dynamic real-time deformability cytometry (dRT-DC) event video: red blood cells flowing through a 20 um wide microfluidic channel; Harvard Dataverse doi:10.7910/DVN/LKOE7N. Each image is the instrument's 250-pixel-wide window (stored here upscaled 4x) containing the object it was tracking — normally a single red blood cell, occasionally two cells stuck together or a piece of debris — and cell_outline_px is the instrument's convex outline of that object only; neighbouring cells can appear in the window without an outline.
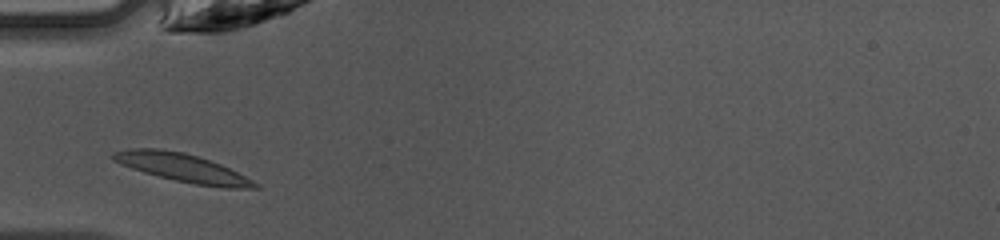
{"species": "common noctule bat (a hibernating species)", "species_latin": "Nyctalus noctula", "temperature_condition": "warm", "stored_images_in_passage": 27, "camera_frame_rate_fps": 3000, "um_per_image_px": 0.085, "animal": {"sex": "female", "body_mass_g": 10.0, "forearm_length_mm": 53.1}, "frame": {"image": 1, "passage_image": 1, "time_ms": 0.0, "image_size_px": [1000, 240], "cell_outline_px": [[260, 188], [220, 188], [196, 184], [176, 180], [144, 172], [120, 164], [112, 160], [108, 156], [112, 152], [128, 148], [160, 148], [184, 152], [220, 164], [260, 184]], "centroid_in_image_um": [15.45, 14.25], "position_along_channel_um": 69.5, "area_um2": 23.24}}
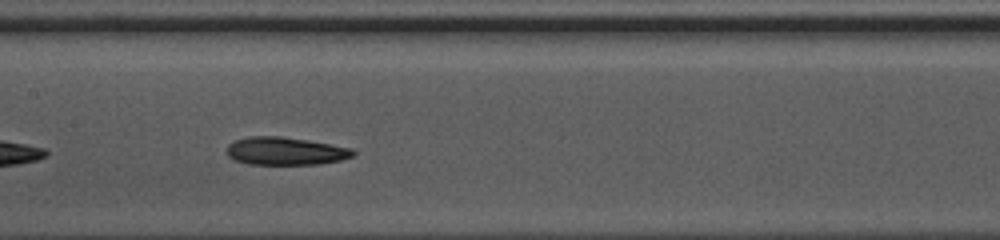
{"frame": {"image": 2, "passage_image": 9, "time_ms": 2.667, "image_size_px": [1000, 240], "cell_outline_px": [[356, 156], [340, 160], [320, 164], [248, 164], [236, 160], [228, 156], [228, 144], [236, 140], [248, 136], [284, 136], [308, 140], [352, 148], [356, 152]], "centroid_in_image_um": [24.3, 12.84], "position_along_channel_um": 183.1, "area_um2": 20.58}}
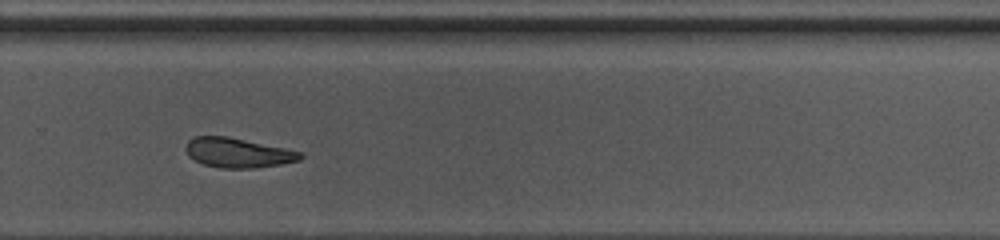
{"frame": {"image": 3, "passage_image": 18, "time_ms": 5.667, "image_size_px": [1000, 240], "cell_outline_px": [[304, 156], [300, 160], [280, 164], [256, 168], [220, 168], [204, 164], [188, 156], [184, 148], [188, 140], [196, 136], [228, 136], [304, 152]], "centroid_in_image_um": [20.23, 12.98], "position_along_channel_um": 309.6, "area_um2": 19.88}, "authors_computed_cell_mechanics": {"area_um2": 20.9814, "velocity_mm_per_s": 4.2345, "shape_relaxation_time_tau1_ms": 4.1985, "shape_relaxation_time_tau2_ms": 4.2804, "deformation_change_tau1": 0.1394, "deformation_change_tau2": 0.1332}}